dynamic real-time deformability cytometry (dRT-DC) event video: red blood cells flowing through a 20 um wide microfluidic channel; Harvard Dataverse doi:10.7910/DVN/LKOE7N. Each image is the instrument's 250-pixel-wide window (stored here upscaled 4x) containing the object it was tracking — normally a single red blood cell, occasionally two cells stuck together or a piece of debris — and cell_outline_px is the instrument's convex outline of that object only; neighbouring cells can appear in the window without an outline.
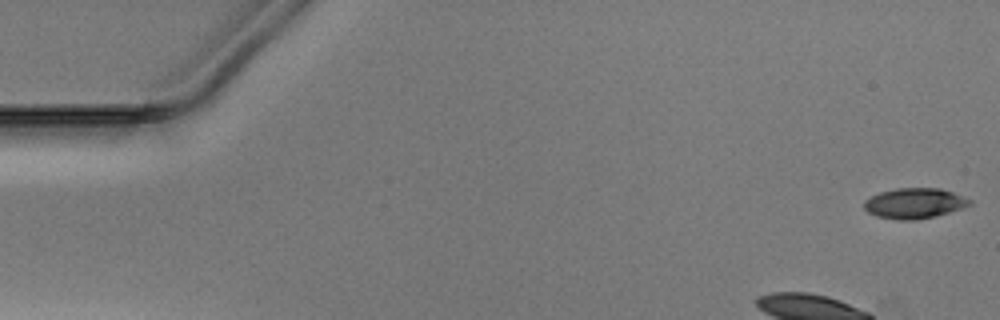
{"species": "Egyptian fruit bat (a non-hibernating species)", "species_latin": "Rousettus aegyptiacus", "temperature_condition": "warm", "stored_images_in_passage": 38, "camera_frame_rate_fps": 3000, "um_per_image_px": 0.085, "animal": {"sex": "male"}, "frame": {"image": 1, "passage_image": 1, "time_ms": 0.0, "image_size_px": [1000, 320], "cell_outline_px": [[972, 204], [964, 208], [936, 216], [916, 220], [896, 220], [876, 216], [868, 212], [864, 208], [864, 200], [880, 192], [896, 188], [940, 188], [952, 192], [972, 200]], "centroid_in_image_um": [77.74, 17.29], "position_along_channel_um": 7.3, "area_um2": 18.84}}
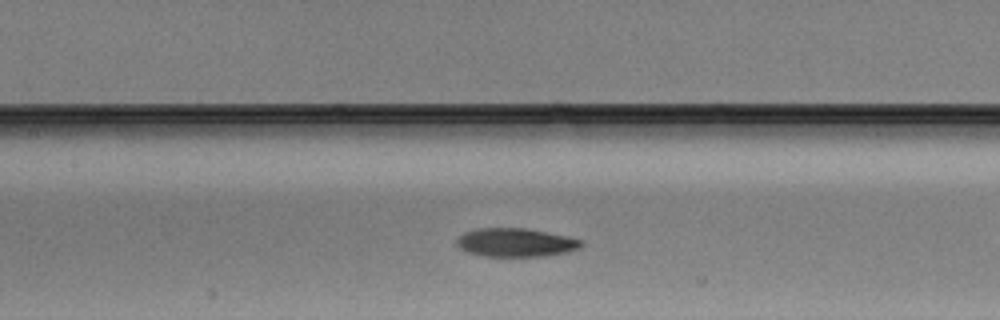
{"frame": {"image": 2, "passage_image": 20, "time_ms": 6.333, "image_size_px": [1000, 320], "cell_outline_px": [[584, 244], [580, 248], [564, 252], [544, 256], [484, 256], [468, 252], [460, 248], [456, 244], [456, 240], [464, 232], [476, 228], [528, 228], [568, 236], [580, 240]], "centroid_in_image_um": [43.82, 20.6], "position_along_channel_um": 163.6, "area_um2": 20.69}}
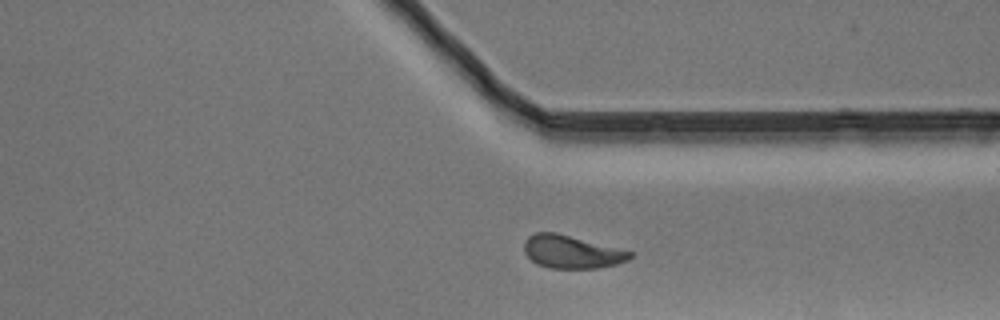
{"frame": {"image": 3, "passage_image": 35, "time_ms": 11.333, "image_size_px": [1000, 320], "cell_outline_px": [[632, 256], [628, 260], [616, 264], [600, 268], [548, 268], [536, 264], [524, 252], [524, 240], [528, 236], [536, 232], [556, 232], [632, 252]], "centroid_in_image_um": [48.54, 21.41], "position_along_channel_um": 362.9, "area_um2": 20.23}}